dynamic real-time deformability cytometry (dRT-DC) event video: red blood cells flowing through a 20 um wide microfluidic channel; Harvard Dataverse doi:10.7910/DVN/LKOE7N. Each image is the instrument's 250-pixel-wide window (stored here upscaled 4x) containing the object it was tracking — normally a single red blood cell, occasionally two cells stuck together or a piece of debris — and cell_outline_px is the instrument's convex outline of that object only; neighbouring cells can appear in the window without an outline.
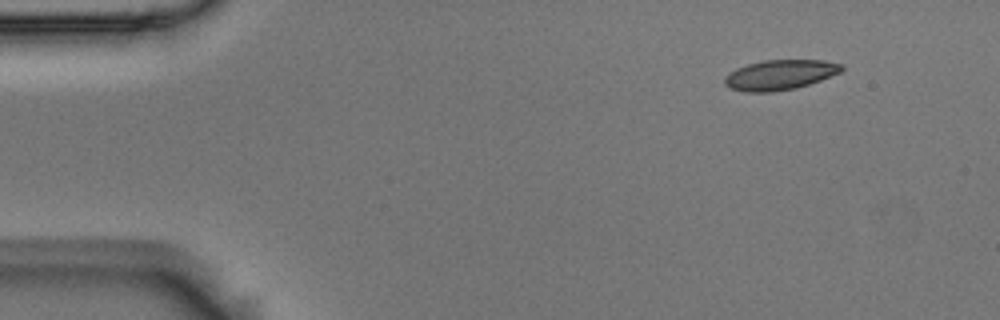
{"species": "Egyptian fruit bat (a non-hibernating species)", "species_latin": "Rousettus aegyptiacus", "temperature_condition": "room temperature", "stored_images_in_passage": 51, "camera_frame_rate_fps": 3000, "um_per_image_px": 0.085, "animal": {"sex": "male"}, "frame": {"image": 1, "passage_image": 1, "time_ms": 0.0, "image_size_px": [1000, 320], "cell_outline_px": [[844, 68], [840, 72], [820, 80], [796, 88], [772, 92], [744, 92], [728, 88], [724, 84], [724, 76], [728, 72], [736, 68], [748, 64], [764, 60], [824, 60], [844, 64]], "centroid_in_image_um": [66.26, 6.36], "position_along_channel_um": 18.7, "area_um2": 20.63}}
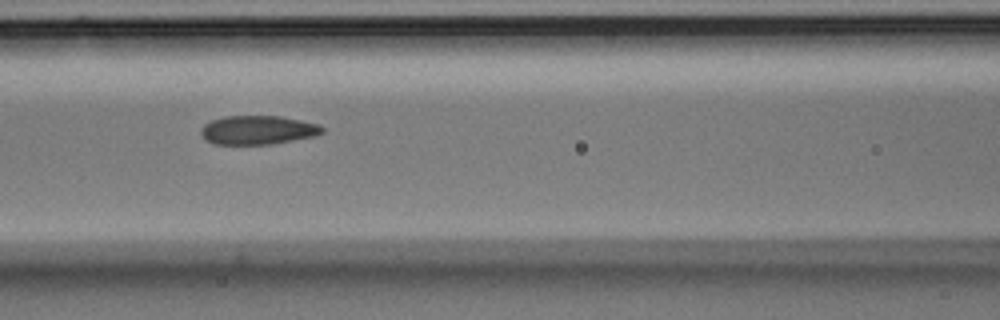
{"frame": {"image": 2, "passage_image": 19, "time_ms": 6.0, "image_size_px": [1000, 320], "cell_outline_px": [[324, 132], [316, 136], [272, 144], [216, 144], [208, 140], [200, 132], [200, 128], [204, 124], [212, 120], [224, 116], [280, 116], [320, 124], [324, 128]], "centroid_in_image_um": [21.96, 11.04], "position_along_channel_um": 144.6, "area_um2": 20.4}}
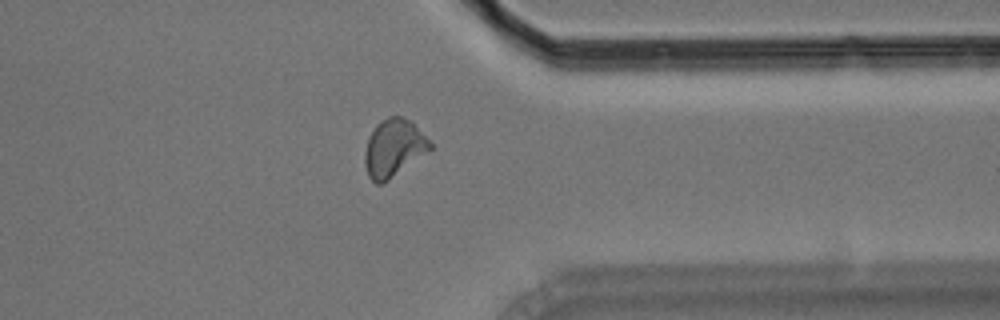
{"frame": {"image": 3, "passage_image": 39, "time_ms": 12.667, "image_size_px": [1000, 320], "cell_outline_px": [[432, 148], [384, 184], [376, 184], [368, 176], [364, 164], [364, 152], [368, 140], [376, 124], [380, 120], [388, 116], [400, 116], [412, 120], [432, 144]], "centroid_in_image_um": [33.45, 12.58], "position_along_channel_um": 377.9, "area_um2": 21.96}, "authors_computed_cell_mechanics": {"area_um2": 20.8658, "velocity_mm_per_s": 3.589, "shape_relaxation_time_tau1_ms": 8.593, "shape_relaxation_time_tau2_ms": 1.8466, "deformation_change_tau1": 0.1668, "deformation_change_tau2": 0.0798}}